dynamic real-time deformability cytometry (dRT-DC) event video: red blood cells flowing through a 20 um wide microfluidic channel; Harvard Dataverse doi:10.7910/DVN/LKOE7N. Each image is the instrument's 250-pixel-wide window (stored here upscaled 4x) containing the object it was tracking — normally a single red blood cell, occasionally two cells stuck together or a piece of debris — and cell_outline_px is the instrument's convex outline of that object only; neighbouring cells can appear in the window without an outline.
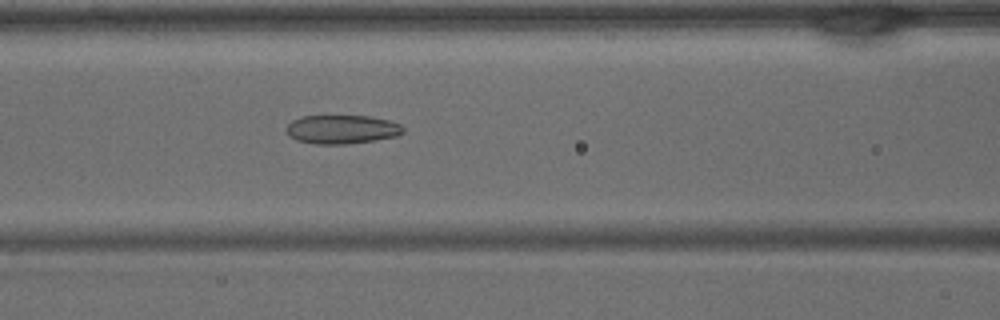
{"species": "common noctule bat (a hibernating species)", "species_latin": "Nyctalus noctula", "temperature_condition": "warm", "stored_images_in_passage": 41, "camera_frame_rate_fps": 3000, "um_per_image_px": 0.085, "animal": {"sex": "male", "body_mass_g": 15.6}, "frame": {"image": 1, "passage_image": 17, "time_ms": 5.333, "image_size_px": [1000, 320], "cell_outline_px": [[404, 132], [396, 136], [376, 140], [348, 144], [316, 144], [296, 140], [288, 136], [284, 128], [292, 120], [300, 116], [368, 116], [388, 120], [400, 124], [404, 128]], "centroid_in_image_um": [29.02, 11.0], "position_along_channel_um": 137.6, "area_um2": 19.77}}
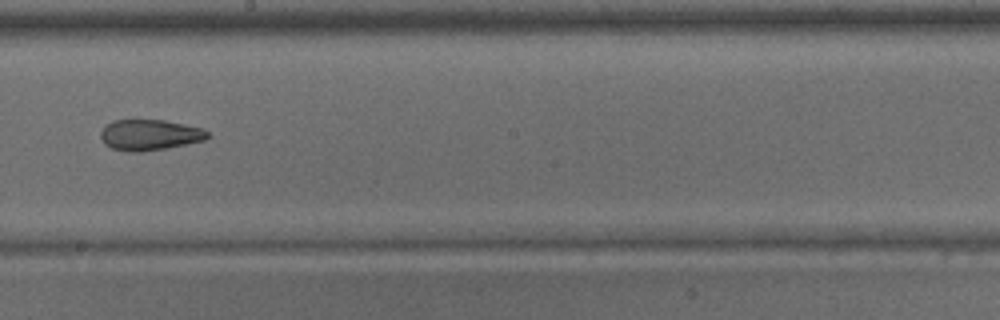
{"frame": {"image": 2, "passage_image": 23, "time_ms": 7.333, "image_size_px": [1000, 320], "cell_outline_px": [[212, 136], [204, 140], [164, 148], [140, 152], [128, 152], [112, 148], [104, 144], [100, 136], [100, 132], [112, 120], [164, 120], [204, 128]], "centroid_in_image_um": [12.73, 11.46], "position_along_channel_um": 235.5, "area_um2": 19.13}}
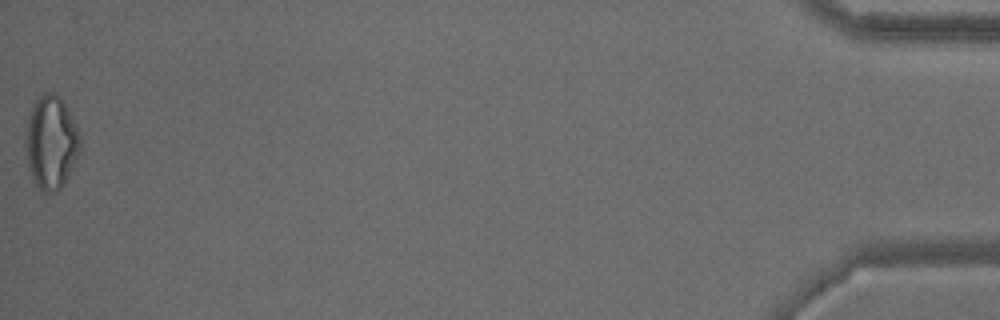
{"frame": {"image": 3, "passage_image": 41, "time_ms": 13.333, "image_size_px": [1000, 320], "cell_outline_px": [[80, 152], [64, 184], [56, 192], [40, 192], [32, 176], [24, 148], [24, 132], [32, 108], [36, 100], [44, 92], [52, 92], [60, 96], [68, 108], [80, 136]], "centroid_in_image_um": [4.33, 12.1], "position_along_channel_um": 430.9, "area_um2": 29.77}}